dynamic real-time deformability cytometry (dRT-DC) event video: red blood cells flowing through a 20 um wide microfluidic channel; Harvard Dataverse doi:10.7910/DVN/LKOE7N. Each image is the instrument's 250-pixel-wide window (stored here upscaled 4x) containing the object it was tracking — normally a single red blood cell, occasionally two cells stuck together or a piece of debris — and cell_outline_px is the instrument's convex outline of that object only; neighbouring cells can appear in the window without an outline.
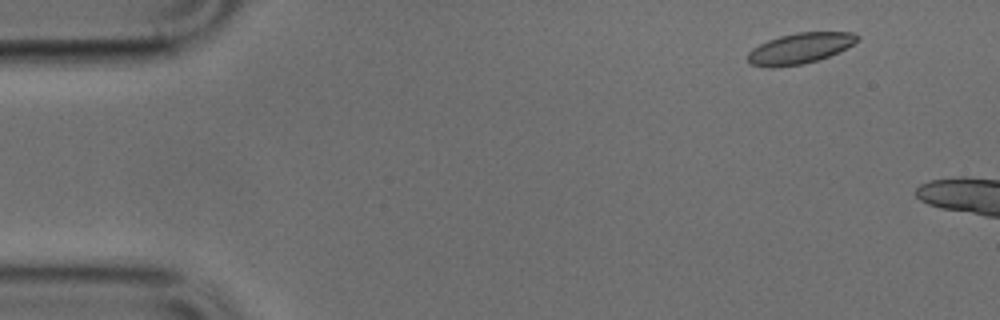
{"species": "common noctule bat (a hibernating species)", "species_latin": "Nyctalus noctula", "temperature_condition": "cold", "stored_images_in_passage": 5, "camera_frame_rate_fps": 3000, "um_per_image_px": 0.085, "animal": {"sex": "male", "body_mass_g": 17.9, "forearm_length_mm": 54.2}, "frame": {"image": 1, "passage_image": 1, "time_ms": 0.0, "image_size_px": [1000, 320], "cell_outline_px": [[860, 40], [840, 52], [804, 64], [772, 68], [768, 68], [752, 64], [748, 60], [748, 52], [752, 48], [768, 40], [780, 36], [796, 32], [852, 32], [860, 36]], "centroid_in_image_um": [68.01, 4.11], "position_along_channel_um": 17.0, "area_um2": 19.71}}